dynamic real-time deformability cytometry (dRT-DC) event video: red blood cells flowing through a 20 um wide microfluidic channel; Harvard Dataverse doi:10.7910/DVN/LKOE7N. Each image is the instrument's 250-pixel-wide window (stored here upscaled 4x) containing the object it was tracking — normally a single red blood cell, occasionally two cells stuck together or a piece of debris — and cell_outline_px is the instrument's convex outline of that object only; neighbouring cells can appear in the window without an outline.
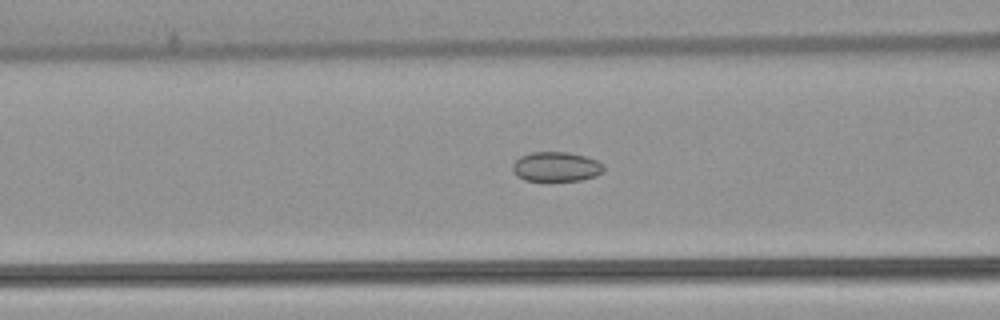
{"species": "common noctule bat (a hibernating species)", "species_latin": "Nyctalus noctula", "temperature_condition": "warm", "stored_images_in_passage": 41, "camera_frame_rate_fps": 3000, "um_per_image_px": 0.085, "animal": {"sex": "female", "body_mass_g": 22.7, "forearm_length_mm": 54.2}, "frame": {"image": 1, "passage_image": 13, "time_ms": 4.0, "image_size_px": [1000, 320], "cell_outline_px": [[604, 172], [596, 176], [580, 180], [524, 180], [516, 176], [512, 172], [512, 164], [520, 156], [532, 152], [568, 152], [584, 156], [596, 160], [604, 164]], "centroid_in_image_um": [47.26, 14.17], "position_along_channel_um": 119.3, "area_um2": 15.78}}
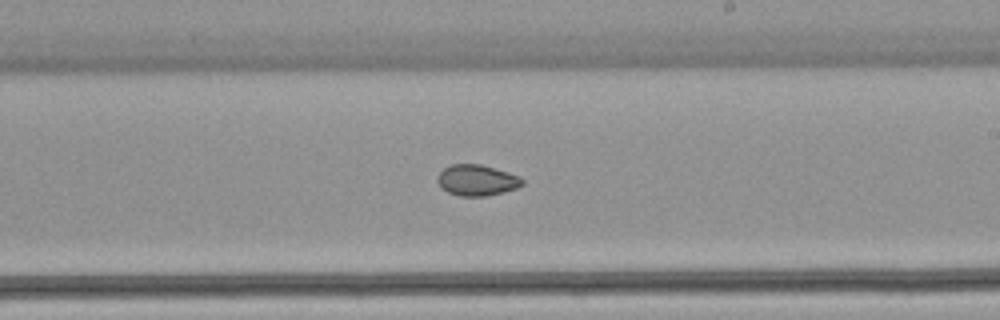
{"frame": {"image": 2, "passage_image": 23, "time_ms": 7.333, "image_size_px": [1000, 320], "cell_outline_px": [[524, 184], [516, 188], [504, 192], [488, 196], [460, 196], [448, 192], [440, 188], [436, 180], [440, 172], [444, 168], [452, 164], [480, 164], [508, 172], [520, 176], [524, 180]], "centroid_in_image_um": [40.53, 15.32], "position_along_channel_um": 248.5, "area_um2": 15.43}}
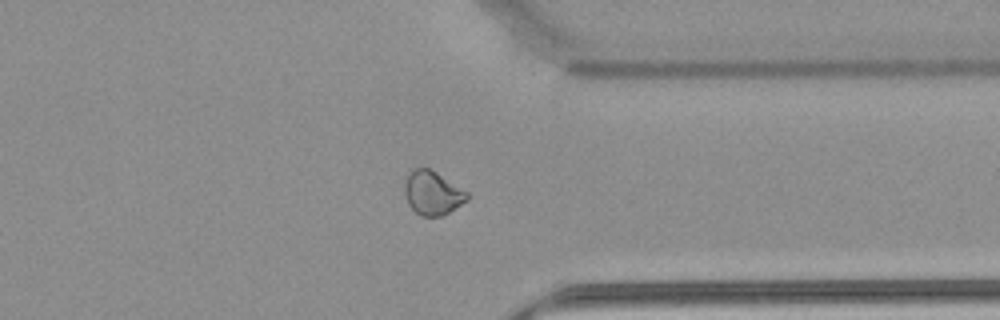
{"frame": {"image": 3, "passage_image": 33, "time_ms": 10.667, "image_size_px": [1000, 320], "cell_outline_px": [[468, 200], [444, 216], [420, 216], [408, 204], [404, 192], [404, 184], [412, 168], [428, 168], [436, 172], [468, 192]], "centroid_in_image_um": [36.77, 16.42], "position_along_channel_um": 374.6, "area_um2": 15.95}, "authors_computed_cell_mechanics": {"area_um2": 15.9528, "velocity_mm_per_s": 3.8845, "shape_relaxation_time_tau1_ms": null, "shape_relaxation_time_tau2_ms": 4.1344, "deformation_change_tau1": null, "deformation_change_tau2": 0.0706}}